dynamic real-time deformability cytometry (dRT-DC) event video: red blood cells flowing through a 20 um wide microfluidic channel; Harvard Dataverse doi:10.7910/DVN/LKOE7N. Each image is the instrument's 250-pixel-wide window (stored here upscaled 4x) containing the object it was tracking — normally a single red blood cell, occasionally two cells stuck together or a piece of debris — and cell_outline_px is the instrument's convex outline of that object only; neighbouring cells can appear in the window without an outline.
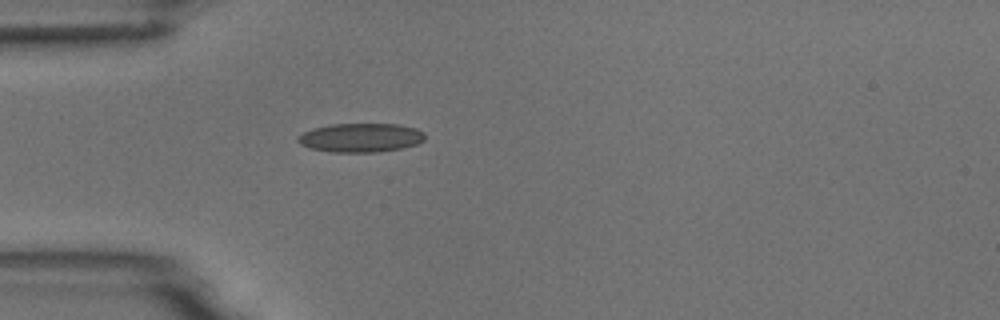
{"species": "common noctule bat (a hibernating species)", "species_latin": "Nyctalus noctula", "temperature_condition": "room temperature", "stored_images_in_passage": 1, "camera_frame_rate_fps": 3000, "um_per_image_px": 0.085, "animal": {"sex": "male", "body_mass_g": 18.8}, "frame": {"image": 1, "passage_image": 1, "time_ms": 0.0, "image_size_px": [1000, 320], "cell_outline_px": [[424, 140], [416, 144], [400, 148], [380, 152], [332, 152], [312, 148], [300, 144], [296, 140], [296, 136], [312, 128], [332, 124], [396, 124], [416, 128], [424, 132]], "centroid_in_image_um": [30.64, 11.7], "position_along_channel_um": 54.4, "area_um2": 21.39}}